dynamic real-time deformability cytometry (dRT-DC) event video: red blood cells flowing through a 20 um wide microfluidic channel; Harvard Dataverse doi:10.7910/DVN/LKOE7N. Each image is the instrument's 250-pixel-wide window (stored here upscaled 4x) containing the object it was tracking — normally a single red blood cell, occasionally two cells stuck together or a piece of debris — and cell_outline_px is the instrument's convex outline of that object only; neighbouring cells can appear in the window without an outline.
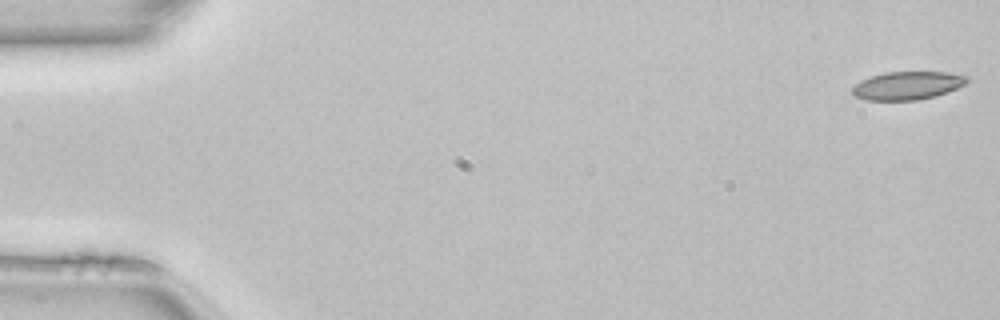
{"species": "common noctule bat (a hibernating species)", "species_latin": "Nyctalus noctula", "temperature_condition": "room temperature", "stored_images_in_passage": 49, "camera_frame_rate_fps": 3000, "um_per_image_px": 0.085, "animal": {"sex": "female", "body_mass_g": 22.7, "forearm_length_mm": 54.2}, "frame": {"image": 1, "passage_image": 1, "time_ms": 0.0, "image_size_px": [1000, 320], "cell_outline_px": [[968, 80], [964, 84], [948, 92], [936, 96], [920, 100], [868, 100], [852, 96], [852, 88], [860, 80], [884, 72], [952, 72], [968, 76]], "centroid_in_image_um": [77.13, 7.27], "position_along_channel_um": 7.9, "area_um2": 18.96}}
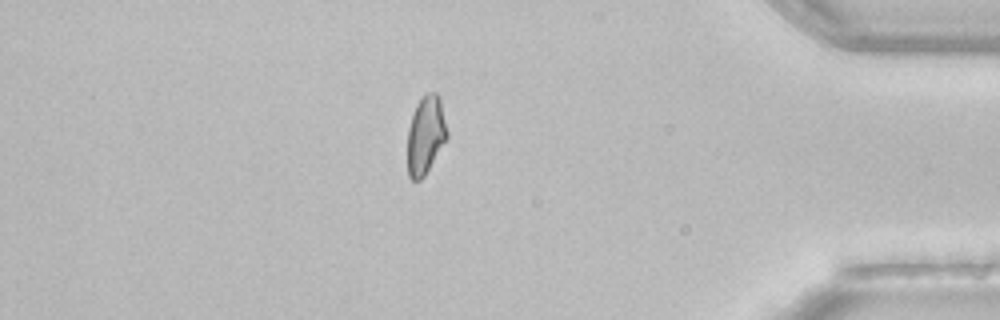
{"frame": {"image": 2, "passage_image": 43, "time_ms": 14.0, "image_size_px": [1000, 320], "cell_outline_px": [[448, 136], [424, 176], [420, 180], [412, 180], [408, 176], [408, 128], [416, 104], [428, 92], [436, 92], [440, 96], [448, 132]], "centroid_in_image_um": [36.19, 11.46], "position_along_channel_um": 399.0, "area_um2": 17.92}}